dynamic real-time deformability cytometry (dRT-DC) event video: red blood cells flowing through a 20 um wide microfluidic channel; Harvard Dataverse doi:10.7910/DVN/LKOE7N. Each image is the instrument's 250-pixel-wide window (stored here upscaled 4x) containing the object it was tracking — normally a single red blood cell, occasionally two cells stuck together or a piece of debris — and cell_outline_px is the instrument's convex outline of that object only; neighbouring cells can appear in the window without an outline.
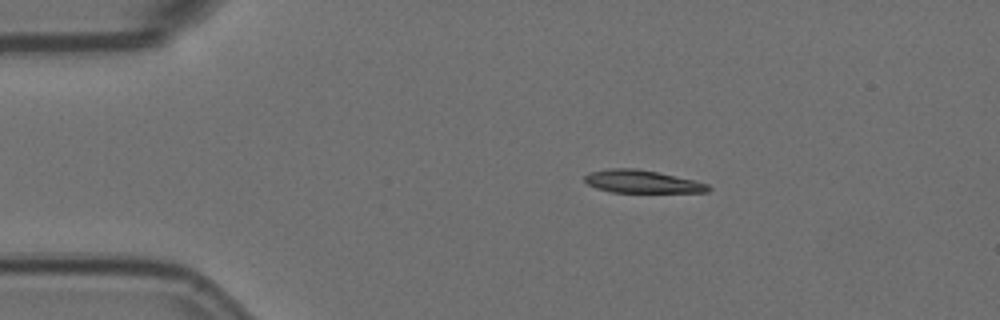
{"species": "Egyptian fruit bat (a non-hibernating species)", "species_latin": "Rousettus aegyptiacus", "temperature_condition": "room temperature", "stored_images_in_passage": 4, "camera_frame_rate_fps": 3000, "um_per_image_px": 0.085, "animal": {"sex": "female"}, "frame": {"image": 1, "passage_image": 1, "time_ms": 0.0, "image_size_px": [1000, 320], "cell_outline_px": [[712, 188], [708, 192], [612, 192], [596, 188], [588, 184], [584, 180], [584, 176], [592, 172], [608, 168], [636, 168], [656, 172], [692, 180], [708, 184]], "centroid_in_image_um": [54.55, 15.44], "position_along_channel_um": 30.4, "area_um2": 16.18}}
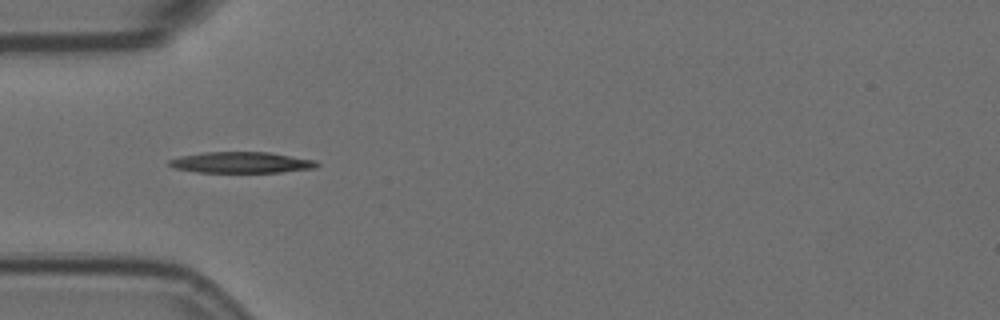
{"frame": {"image": 2, "passage_image": 3, "time_ms": 0.667, "image_size_px": [1000, 320], "cell_outline_px": [[320, 164], [316, 168], [280, 172], [196, 172], [172, 168], [168, 164], [168, 160], [180, 156], [204, 152], [268, 152], [316, 160]], "centroid_in_image_um": [20.5, 13.81], "position_along_channel_um": 64.5, "area_um2": 18.21}}
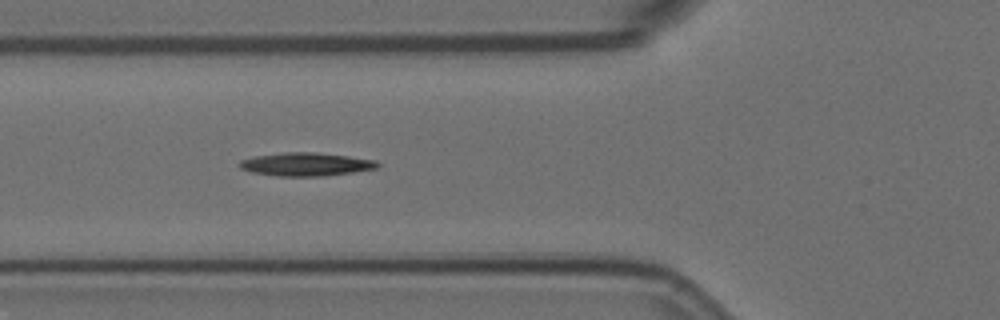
{"frame": {"image": 3, "passage_image": 4, "time_ms": 1.0, "image_size_px": [1000, 320], "cell_outline_px": [[380, 164], [376, 168], [352, 172], [324, 176], [276, 176], [252, 172], [240, 168], [236, 164], [240, 160], [252, 156], [284, 152], [316, 152], [348, 156], [376, 160]], "centroid_in_image_um": [25.95, 13.96], "position_along_channel_um": 99.9, "area_um2": 18.84}}